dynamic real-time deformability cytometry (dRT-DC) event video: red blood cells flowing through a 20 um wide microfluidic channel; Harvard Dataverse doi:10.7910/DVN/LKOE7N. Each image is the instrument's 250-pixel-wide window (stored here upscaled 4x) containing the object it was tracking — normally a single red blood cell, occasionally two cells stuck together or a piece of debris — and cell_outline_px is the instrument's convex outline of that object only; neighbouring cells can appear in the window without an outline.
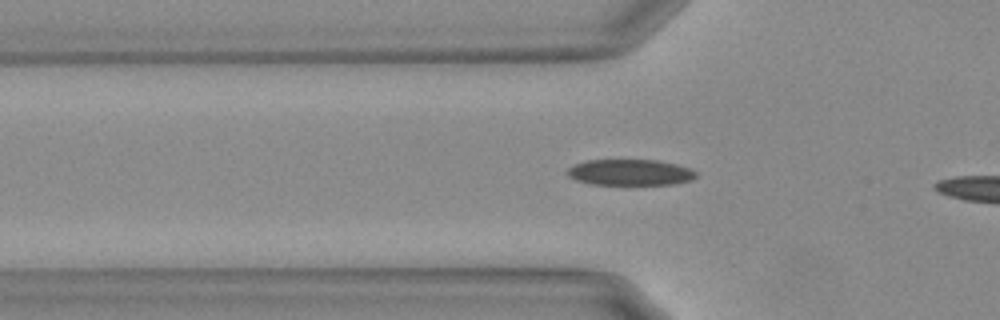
{"species": "Egyptian fruit bat (a non-hibernating species)", "species_latin": "Rousettus aegyptiacus", "temperature_condition": "warm", "stored_images_in_passage": 7, "camera_frame_rate_fps": 3000, "um_per_image_px": 0.085, "animal": {"sex": "female"}, "frame": {"image": 1, "passage_image": 5, "time_ms": 1.333, "image_size_px": [1000, 320], "cell_outline_px": [[696, 176], [688, 180], [672, 184], [592, 184], [576, 180], [568, 176], [568, 168], [576, 164], [588, 160], [656, 160], [676, 164], [692, 168], [696, 172]], "centroid_in_image_um": [53.56, 14.64], "position_along_channel_um": 72.2, "area_um2": 19.25}}